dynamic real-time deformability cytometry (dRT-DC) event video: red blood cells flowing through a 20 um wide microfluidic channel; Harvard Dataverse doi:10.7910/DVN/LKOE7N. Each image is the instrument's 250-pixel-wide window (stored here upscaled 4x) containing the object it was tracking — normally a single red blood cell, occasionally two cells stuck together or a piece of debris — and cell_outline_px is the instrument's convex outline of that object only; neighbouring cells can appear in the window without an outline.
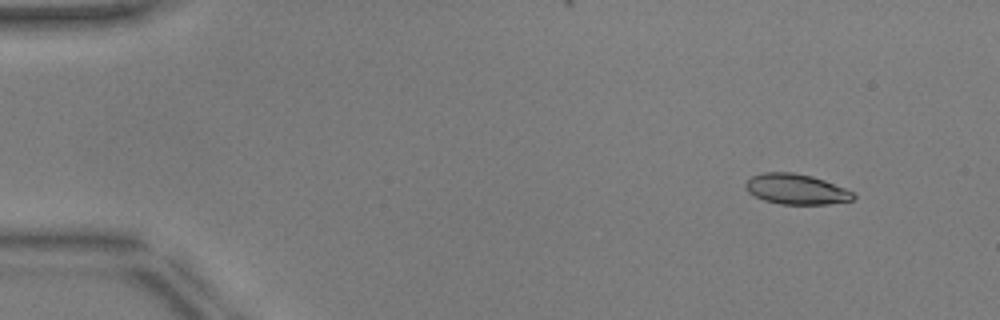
{"species": "common noctule bat (a hibernating species)", "species_latin": "Nyctalus noctula", "temperature_condition": "warm", "stored_images_in_passage": 16, "camera_frame_rate_fps": 3000, "um_per_image_px": 0.085, "animal": {"sex": "male", "body_mass_g": 17.9, "forearm_length_mm": 54.2}, "frame": {"image": 1, "passage_image": 5, "time_ms": 1.333, "image_size_px": [1000, 320], "cell_outline_px": [[856, 196], [852, 200], [828, 204], [780, 204], [764, 200], [748, 192], [744, 184], [752, 176], [764, 172], [792, 172], [812, 176], [824, 180], [844, 188], [852, 192]], "centroid_in_image_um": [67.66, 16.07], "position_along_channel_um": 17.3, "area_um2": 18.9}}
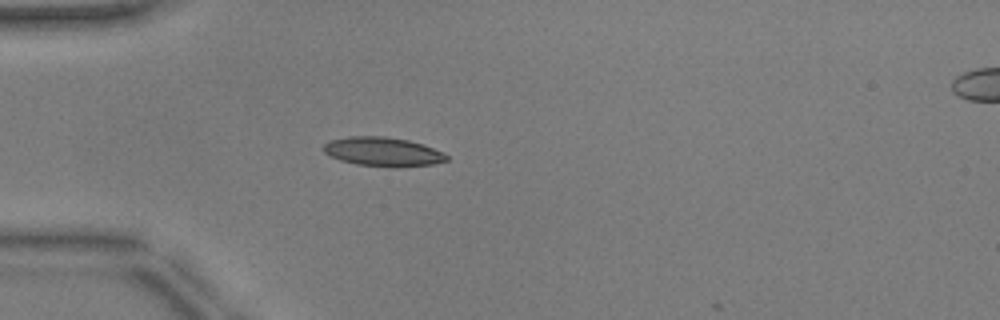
{"frame": {"image": 2, "passage_image": 15, "time_ms": 4.667, "image_size_px": [1000, 320], "cell_outline_px": [[448, 160], [432, 164], [396, 168], [356, 164], [340, 160], [324, 152], [324, 144], [332, 140], [348, 136], [384, 136], [408, 140], [444, 152], [448, 156]], "centroid_in_image_um": [32.56, 12.9], "position_along_channel_um": 52.4, "area_um2": 20.75}}